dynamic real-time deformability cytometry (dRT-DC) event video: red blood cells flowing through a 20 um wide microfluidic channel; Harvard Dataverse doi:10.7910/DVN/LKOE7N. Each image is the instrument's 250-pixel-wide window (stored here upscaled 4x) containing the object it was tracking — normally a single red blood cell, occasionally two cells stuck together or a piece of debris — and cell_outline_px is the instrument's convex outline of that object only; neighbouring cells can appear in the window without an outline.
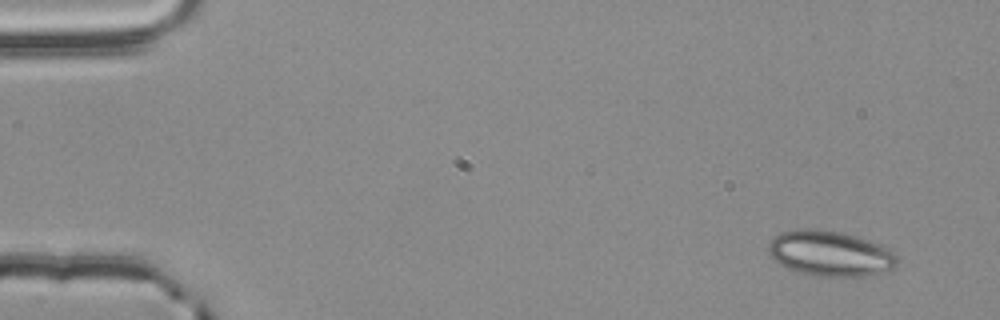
{"species": "common noctule bat (a hibernating species)", "species_latin": "Nyctalus noctula", "temperature_condition": "room temperature", "stored_images_in_passage": 35, "camera_frame_rate_fps": 3000, "um_per_image_px": 0.085, "animal": {"sex": "male", "body_mass_g": 20.4}, "frame": {"image": 1, "passage_image": 1, "time_ms": 0.0, "image_size_px": [1000, 320], "cell_outline_px": [[896, 268], [888, 272], [872, 276], [816, 276], [800, 272], [788, 268], [772, 260], [768, 252], [768, 244], [780, 232], [800, 228], [816, 228], [840, 232], [868, 240], [880, 244], [896, 256]], "centroid_in_image_um": [70.55, 21.55], "position_along_channel_um": 14.4, "area_um2": 34.22}}
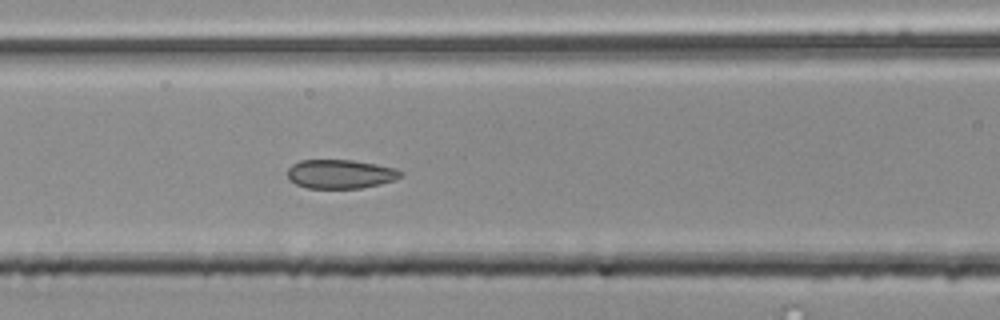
{"frame": {"image": 2, "passage_image": 21, "time_ms": 6.667, "image_size_px": [1000, 320], "cell_outline_px": [[404, 172], [400, 176], [392, 180], [380, 184], [360, 188], [308, 188], [296, 184], [288, 176], [288, 168], [292, 164], [300, 160], [352, 160], [376, 164], [396, 168]], "centroid_in_image_um": [28.93, 14.78], "position_along_channel_um": 137.7, "area_um2": 18.96}}
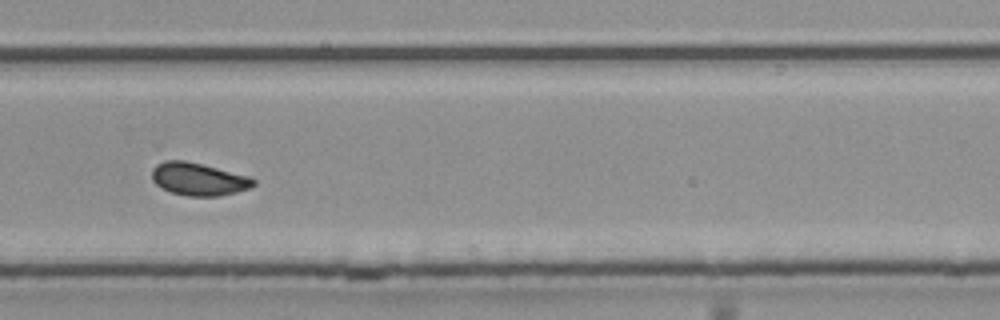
{"frame": {"image": 3, "passage_image": 35, "time_ms": 11.333, "image_size_px": [1000, 320], "cell_outline_px": [[256, 184], [248, 188], [236, 192], [220, 196], [188, 196], [168, 192], [156, 184], [152, 180], [152, 168], [156, 164], [164, 160], [184, 160], [248, 176], [256, 180]], "centroid_in_image_um": [16.83, 15.23], "position_along_channel_um": 313.0, "area_um2": 19.31}}